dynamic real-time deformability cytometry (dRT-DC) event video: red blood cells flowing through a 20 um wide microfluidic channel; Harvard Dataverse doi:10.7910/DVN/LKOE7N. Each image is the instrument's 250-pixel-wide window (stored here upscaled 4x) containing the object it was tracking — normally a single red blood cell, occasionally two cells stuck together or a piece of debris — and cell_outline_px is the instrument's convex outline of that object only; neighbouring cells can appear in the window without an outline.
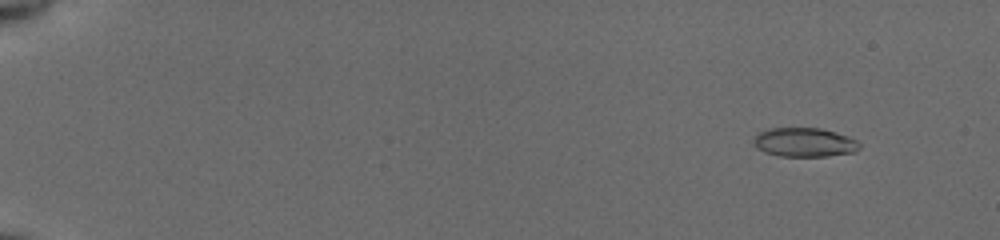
{"species": "common noctule bat (a hibernating species)", "species_latin": "Nyctalus noctula", "temperature_condition": "cold", "stored_images_in_passage": 55, "camera_frame_rate_fps": 3000, "um_per_image_px": 0.085, "animal": {"sex": "female", "body_mass_g": 19.5, "forearm_length_mm": 54.1}, "frame": {"image": 1, "passage_image": 6, "time_ms": 1.667, "image_size_px": [1000, 240], "cell_outline_px": [[860, 148], [856, 152], [828, 156], [780, 156], [764, 152], [756, 148], [752, 140], [756, 132], [768, 128], [820, 128], [836, 132], [848, 136], [856, 140], [860, 144]], "centroid_in_image_um": [68.35, 12.09], "position_along_channel_um": 16.7, "area_um2": 18.21}}
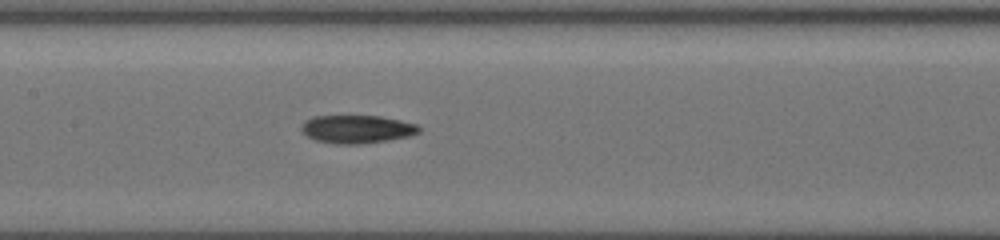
{"frame": {"image": 2, "passage_image": 30, "time_ms": 9.667, "image_size_px": [1000, 240], "cell_outline_px": [[420, 132], [412, 136], [388, 140], [360, 144], [336, 144], [316, 140], [308, 136], [300, 128], [304, 120], [316, 116], [380, 116], [400, 120], [416, 124], [420, 128]], "centroid_in_image_um": [30.36, 10.98], "position_along_channel_um": 177.0, "area_um2": 19.25}}
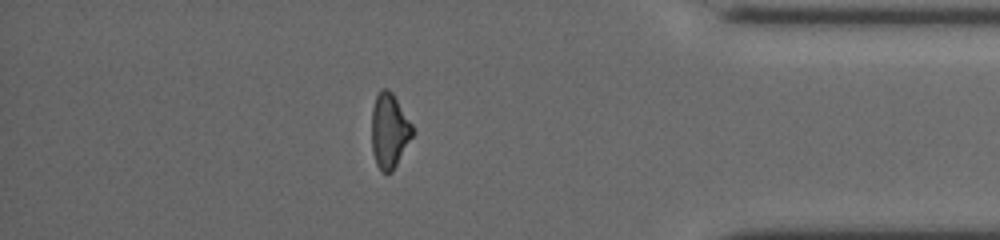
{"frame": {"image": 3, "passage_image": 49, "time_ms": 16.0, "image_size_px": [1000, 240], "cell_outline_px": [[412, 136], [392, 172], [380, 172], [376, 164], [372, 152], [372, 108], [376, 96], [380, 88], [388, 88], [392, 92], [412, 124]], "centroid_in_image_um": [33.07, 11.1], "position_along_channel_um": 402.1, "area_um2": 17.69}, "authors_computed_cell_mechanics": {"area_um2": 18.3804, "velocity_mm_per_s": 3.933, "shape_relaxation_time_tau1_ms": 5.8284, "shape_relaxation_time_tau2_ms": 8.9443, "deformation_change_tau1": 0.162, "deformation_change_tau2": 0.2065}}